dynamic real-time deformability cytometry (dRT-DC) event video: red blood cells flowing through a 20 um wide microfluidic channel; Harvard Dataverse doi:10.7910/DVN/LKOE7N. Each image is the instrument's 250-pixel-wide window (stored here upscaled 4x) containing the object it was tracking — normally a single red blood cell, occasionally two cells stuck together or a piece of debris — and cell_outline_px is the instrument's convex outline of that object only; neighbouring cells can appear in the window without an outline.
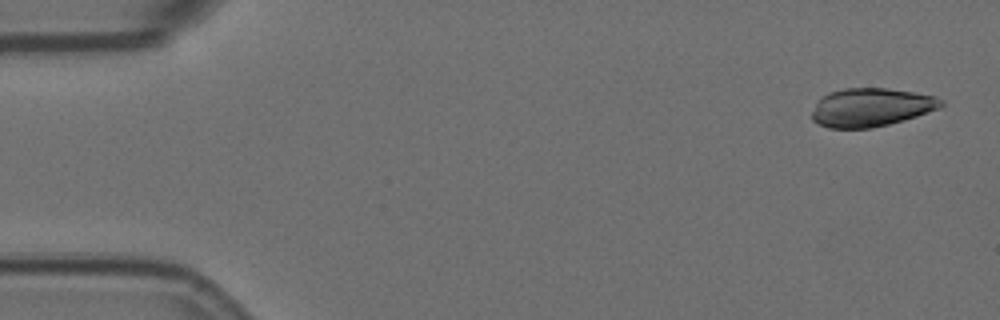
{"species": "Egyptian fruit bat (a non-hibernating species)", "species_latin": "Rousettus aegyptiacus", "temperature_condition": "room temperature", "stored_images_in_passage": 5, "camera_frame_rate_fps": 3000, "um_per_image_px": 0.085, "animal": {"sex": "female"}, "frame": {"image": 1, "passage_image": 1, "time_ms": 0.0, "image_size_px": [1000, 320], "cell_outline_px": [[944, 104], [940, 108], [904, 120], [872, 128], [828, 128], [812, 120], [812, 112], [816, 104], [828, 92], [844, 88], [884, 88], [912, 92], [936, 96], [944, 100]], "centroid_in_image_um": [74.06, 9.12], "position_along_channel_um": 10.9, "area_um2": 28.78}}